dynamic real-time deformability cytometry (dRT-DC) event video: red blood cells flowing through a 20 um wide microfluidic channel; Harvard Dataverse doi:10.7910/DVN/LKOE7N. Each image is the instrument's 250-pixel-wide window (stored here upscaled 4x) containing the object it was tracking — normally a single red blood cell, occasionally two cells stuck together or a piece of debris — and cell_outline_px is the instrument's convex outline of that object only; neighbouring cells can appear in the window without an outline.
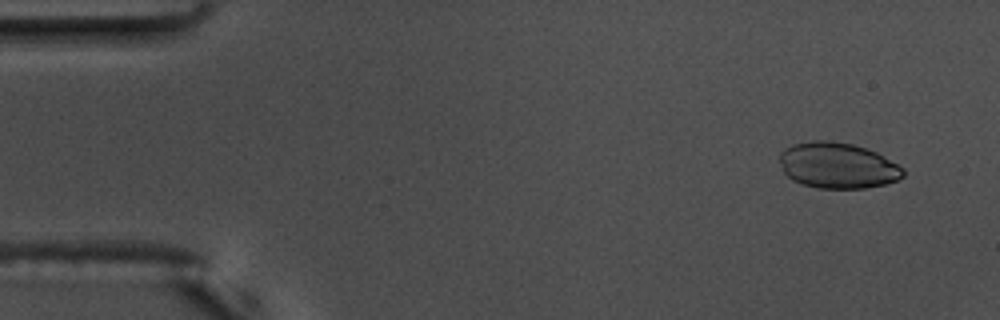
{"species": "common noctule bat (a hibernating species)", "species_latin": "Nyctalus noctula", "temperature_condition": "warm", "stored_images_in_passage": 53, "camera_frame_rate_fps": 3000, "um_per_image_px": 0.085, "animal": {"sex": "male", "body_mass_g": 17.5, "forearm_length_mm": 52.3}, "frame": {"image": 1, "passage_image": 1, "time_ms": 0.0, "image_size_px": [1000, 320], "cell_outline_px": [[904, 176], [896, 180], [884, 184], [864, 188], [820, 188], [804, 184], [792, 180], [784, 172], [780, 160], [780, 152], [784, 148], [792, 144], [816, 140], [828, 140], [852, 144], [876, 152], [904, 168]], "centroid_in_image_um": [71.19, 14.06], "position_along_channel_um": 13.8, "area_um2": 32.77}}